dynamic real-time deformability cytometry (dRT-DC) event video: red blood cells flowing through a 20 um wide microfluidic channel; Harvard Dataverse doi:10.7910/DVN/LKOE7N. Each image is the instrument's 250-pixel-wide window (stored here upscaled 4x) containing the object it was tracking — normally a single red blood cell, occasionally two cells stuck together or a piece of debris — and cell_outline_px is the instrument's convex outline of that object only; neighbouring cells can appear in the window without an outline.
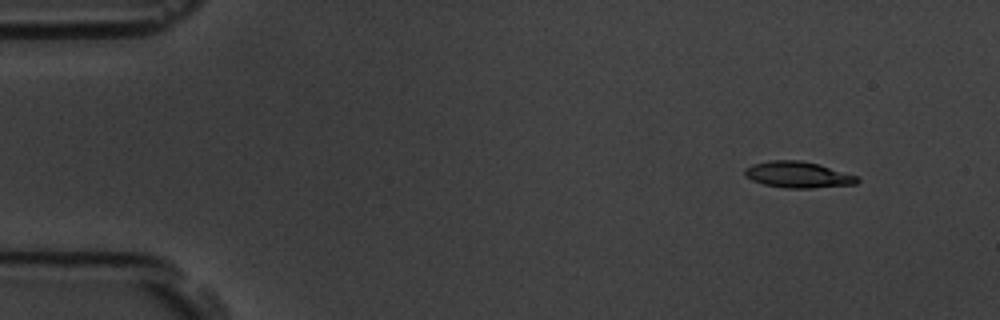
{"species": "common noctule bat (a hibernating species)", "species_latin": "Nyctalus noctula", "temperature_condition": "room temperature", "stored_images_in_passage": 5, "camera_frame_rate_fps": 3000, "um_per_image_px": 0.085, "animal": {"sex": "male", "body_mass_g": 19.5, "forearm_length_mm": 54.6}, "frame": {"image": 1, "passage_image": 2, "time_ms": 0.333, "image_size_px": [1000, 320], "cell_outline_px": [[860, 180], [856, 184], [812, 188], [784, 188], [764, 184], [752, 180], [744, 176], [744, 168], [752, 164], [768, 160], [800, 160], [816, 164], [856, 176]], "centroid_in_image_um": [67.76, 14.85], "position_along_channel_um": 17.2, "area_um2": 17.05}}
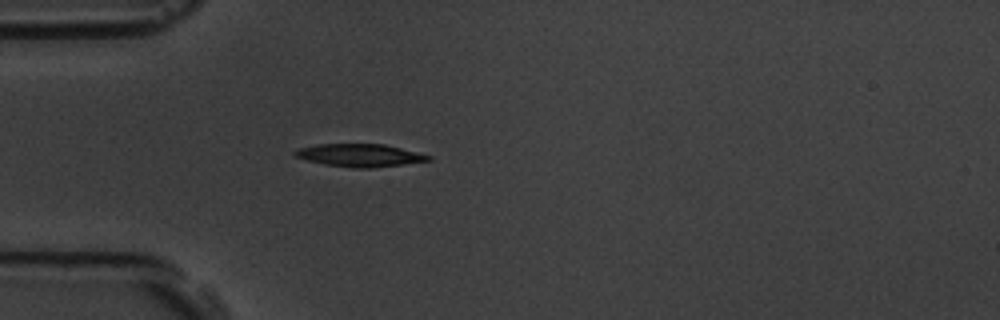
{"frame": {"image": 2, "passage_image": 5, "time_ms": 1.333, "image_size_px": [1000, 320], "cell_outline_px": [[432, 160], [372, 168], [352, 168], [324, 164], [308, 160], [296, 156], [292, 152], [300, 148], [316, 144], [384, 144], [432, 156]], "centroid_in_image_um": [30.58, 13.2], "position_along_channel_um": 54.4, "area_um2": 17.51}}